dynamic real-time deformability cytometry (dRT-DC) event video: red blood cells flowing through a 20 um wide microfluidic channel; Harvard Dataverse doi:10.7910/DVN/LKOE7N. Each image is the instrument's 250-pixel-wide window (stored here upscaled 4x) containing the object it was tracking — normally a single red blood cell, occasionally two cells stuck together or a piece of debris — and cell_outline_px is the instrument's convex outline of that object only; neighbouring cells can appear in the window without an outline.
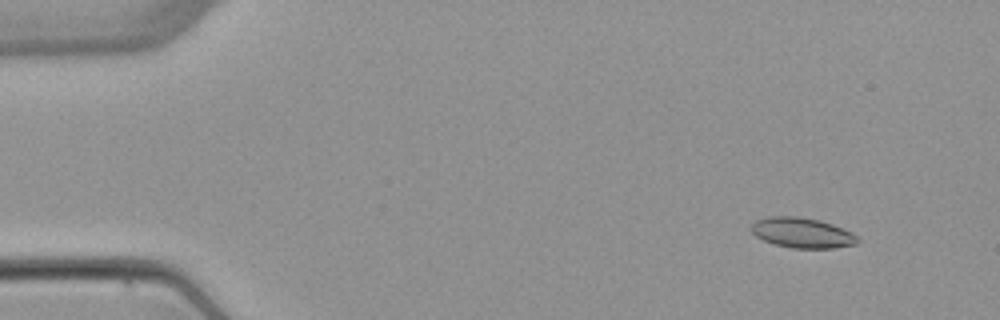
{"species": "common noctule bat (a hibernating species)", "species_latin": "Nyctalus noctula", "temperature_condition": "warm", "stored_images_in_passage": 5, "camera_frame_rate_fps": 3000, "um_per_image_px": 0.085, "animal": {"sex": "female", "body_mass_g": 22.7, "forearm_length_mm": 54.2}, "frame": {"image": 1, "passage_image": 2, "time_ms": 1.0, "image_size_px": [1000, 320], "cell_outline_px": [[860, 240], [856, 244], [832, 248], [792, 248], [776, 244], [764, 240], [756, 236], [752, 232], [752, 224], [756, 220], [768, 216], [796, 216], [820, 220], [832, 224], [852, 232]], "centroid_in_image_um": [68.19, 19.78], "position_along_channel_um": 16.8, "area_um2": 18.61}}
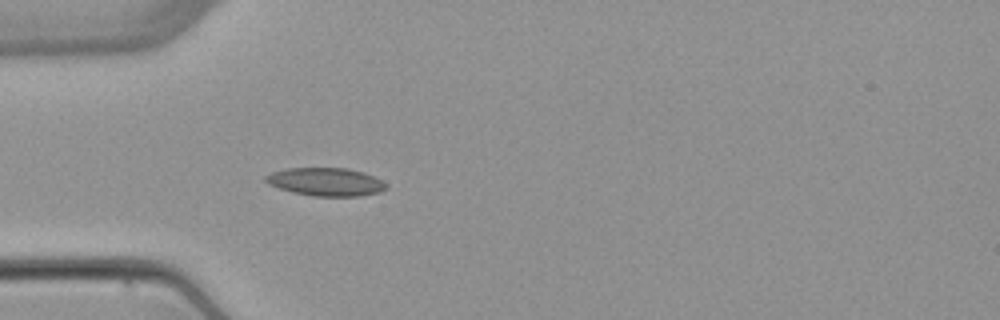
{"frame": {"image": 2, "passage_image": 5, "time_ms": 4.667, "image_size_px": [1000, 320], "cell_outline_px": [[388, 188], [380, 192], [360, 196], [312, 196], [292, 192], [268, 184], [264, 180], [264, 176], [272, 172], [284, 168], [348, 168], [364, 172], [388, 184]], "centroid_in_image_um": [27.69, 15.45], "position_along_channel_um": 57.3, "area_um2": 19.88}}